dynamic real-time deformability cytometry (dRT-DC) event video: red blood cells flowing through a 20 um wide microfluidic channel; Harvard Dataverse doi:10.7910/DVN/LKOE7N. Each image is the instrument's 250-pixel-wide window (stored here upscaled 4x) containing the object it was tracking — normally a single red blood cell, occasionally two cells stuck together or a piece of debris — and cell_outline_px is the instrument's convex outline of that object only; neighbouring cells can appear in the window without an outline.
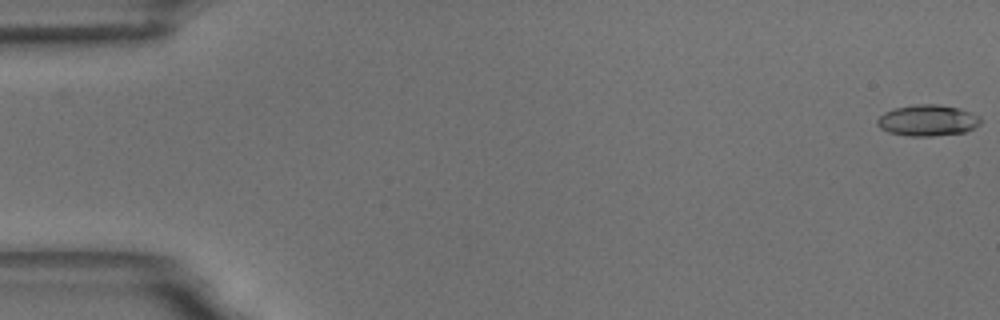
{"species": "common noctule bat (a hibernating species)", "species_latin": "Nyctalus noctula", "temperature_condition": "room temperature", "stored_images_in_passage": 56, "camera_frame_rate_fps": 3000, "um_per_image_px": 0.085, "animal": {"sex": "male", "body_mass_g": 18.8}, "frame": {"image": 1, "passage_image": 1, "time_ms": 0.0, "image_size_px": [1000, 320], "cell_outline_px": [[980, 124], [964, 132], [932, 136], [908, 136], [888, 132], [880, 128], [876, 124], [876, 120], [884, 112], [896, 108], [916, 104], [936, 104], [960, 108], [972, 112], [980, 116]], "centroid_in_image_um": [78.84, 10.23], "position_along_channel_um": 6.2, "area_um2": 18.79}}
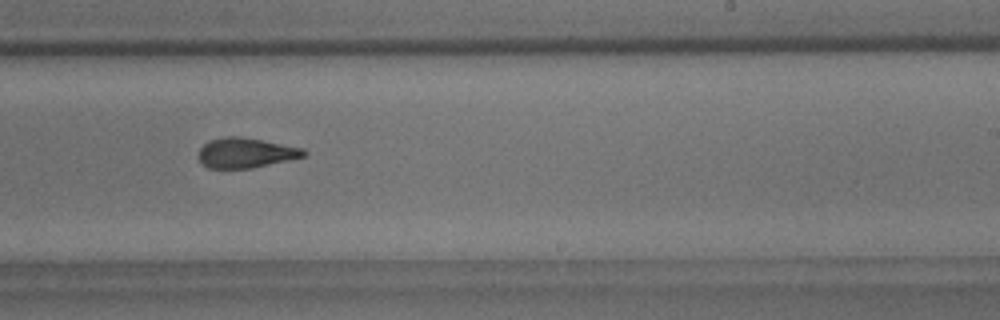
{"frame": {"image": 2, "passage_image": 35, "time_ms": 11.333, "image_size_px": [1000, 320], "cell_outline_px": [[308, 152], [304, 156], [288, 160], [252, 168], [208, 168], [200, 160], [200, 148], [208, 140], [224, 136], [240, 136], [264, 140], [304, 148]], "centroid_in_image_um": [20.91, 12.97], "position_along_channel_um": 268.1, "area_um2": 18.38}}
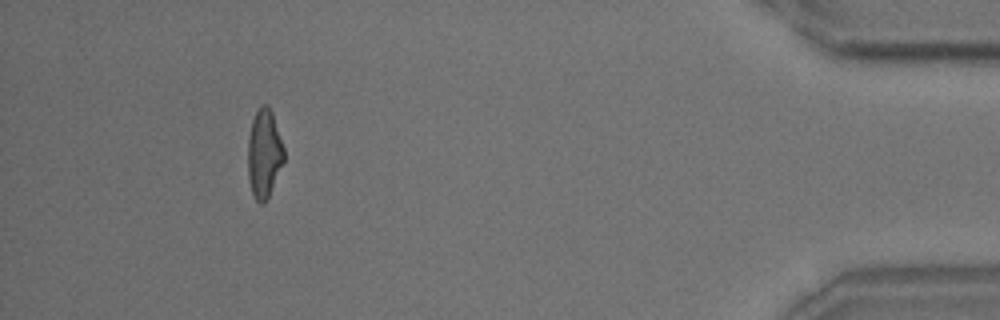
{"frame": {"image": 3, "passage_image": 52, "time_ms": 17.0, "image_size_px": [1000, 320], "cell_outline_px": [[284, 160], [268, 196], [264, 204], [260, 204], [256, 200], [252, 192], [248, 176], [248, 136], [252, 120], [260, 104], [268, 104], [272, 112], [284, 148]], "centroid_in_image_um": [22.44, 13.02], "position_along_channel_um": 412.8, "area_um2": 18.5}, "authors_computed_cell_mechanics": {"area_um2": 18.785, "velocity_mm_per_s": 3.6346, "shape_relaxation_time_tau1_ms": 6.2764, "shape_relaxation_time_tau2_ms": 2.4899, "deformation_change_tau1": 0.2041, "deformation_change_tau2": 0.1165}}